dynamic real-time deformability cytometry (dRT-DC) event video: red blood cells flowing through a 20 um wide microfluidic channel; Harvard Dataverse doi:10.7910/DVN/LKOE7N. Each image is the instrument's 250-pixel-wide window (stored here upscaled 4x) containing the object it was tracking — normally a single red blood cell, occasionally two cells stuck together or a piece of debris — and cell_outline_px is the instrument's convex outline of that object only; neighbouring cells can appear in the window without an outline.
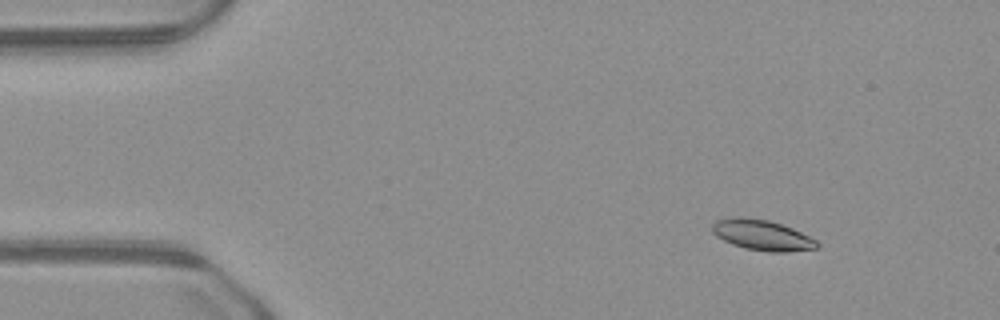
{"species": "common noctule bat (a hibernating species)", "species_latin": "Nyctalus noctula", "temperature_condition": "warm", "stored_images_in_passage": 40, "camera_frame_rate_fps": 3000, "um_per_image_px": 0.085, "animal": {"sex": "male", "body_mass_g": 23.1, "forearm_length_mm": 52.7}, "frame": {"image": 1, "passage_image": 6, "time_ms": 1.667, "image_size_px": [1000, 320], "cell_outline_px": [[820, 244], [816, 248], [788, 252], [768, 252], [744, 248], [732, 244], [716, 236], [712, 232], [712, 224], [716, 220], [732, 216], [744, 216], [768, 220], [792, 228], [816, 240]], "centroid_in_image_um": [64.74, 19.97], "position_along_channel_um": 20.3, "area_um2": 18.73}}
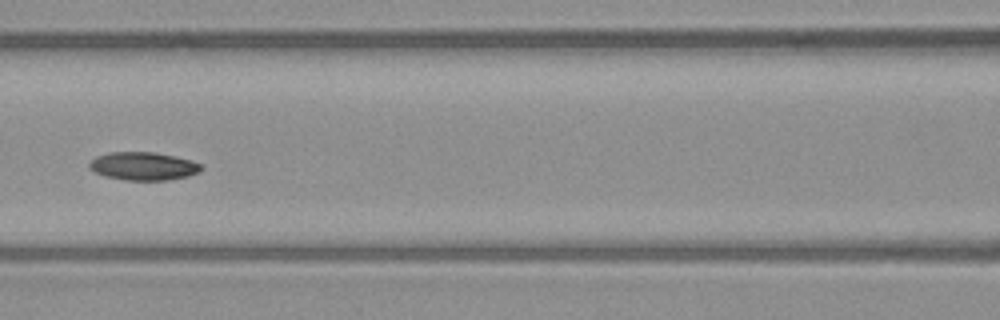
{"frame": {"image": 2, "passage_image": 22, "time_ms": 7.0, "image_size_px": [1000, 320], "cell_outline_px": [[204, 168], [200, 172], [188, 176], [168, 180], [124, 180], [104, 176], [88, 168], [88, 164], [96, 156], [108, 152], [156, 152], [176, 156], [192, 160], [204, 164]], "centroid_in_image_um": [12.23, 14.12], "position_along_channel_um": 154.4, "area_um2": 18.67}}
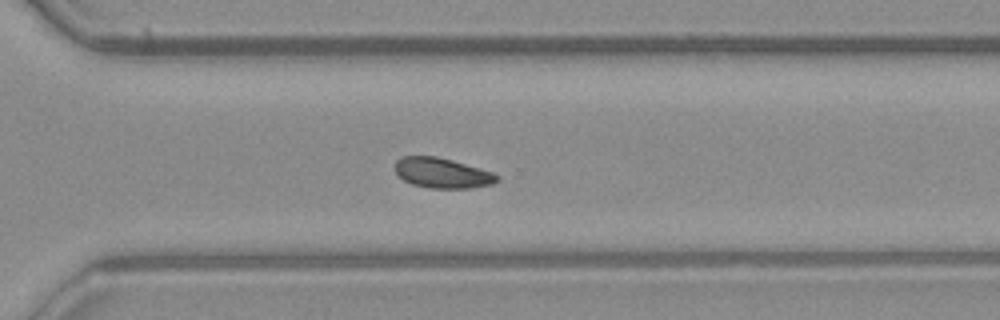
{"frame": {"image": 3, "passage_image": 35, "time_ms": 11.333, "image_size_px": [1000, 320], "cell_outline_px": [[500, 180], [492, 184], [472, 188], [428, 188], [412, 184], [404, 180], [392, 168], [396, 160], [400, 156], [436, 156], [452, 160], [480, 168], [492, 172], [500, 176]], "centroid_in_image_um": [37.57, 14.7], "position_along_channel_um": 333.0, "area_um2": 18.15}}